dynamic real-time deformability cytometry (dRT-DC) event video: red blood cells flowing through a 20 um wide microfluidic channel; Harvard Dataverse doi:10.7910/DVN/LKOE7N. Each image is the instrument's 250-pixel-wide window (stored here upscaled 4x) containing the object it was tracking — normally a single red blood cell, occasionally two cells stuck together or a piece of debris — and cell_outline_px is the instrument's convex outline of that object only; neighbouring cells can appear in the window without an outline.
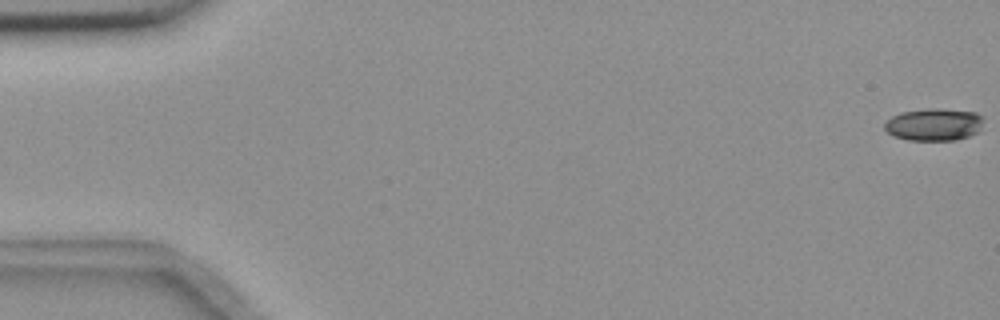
{"species": "common noctule bat (a hibernating species)", "species_latin": "Nyctalus noctula", "temperature_condition": "room temperature", "stored_images_in_passage": 6, "camera_frame_rate_fps": 3000, "um_per_image_px": 0.085, "animal": {"sex": "female", "body_mass_g": 18.4}, "frame": {"image": 1, "passage_image": 1, "time_ms": 0.0, "image_size_px": [1000, 320], "cell_outline_px": [[984, 120], [980, 132], [956, 140], [908, 140], [892, 136], [884, 128], [884, 124], [892, 116], [900, 112], [928, 108], [940, 108], [976, 112], [984, 116]], "centroid_in_image_um": [79.43, 10.57], "position_along_channel_um": 5.6, "area_um2": 19.02}}
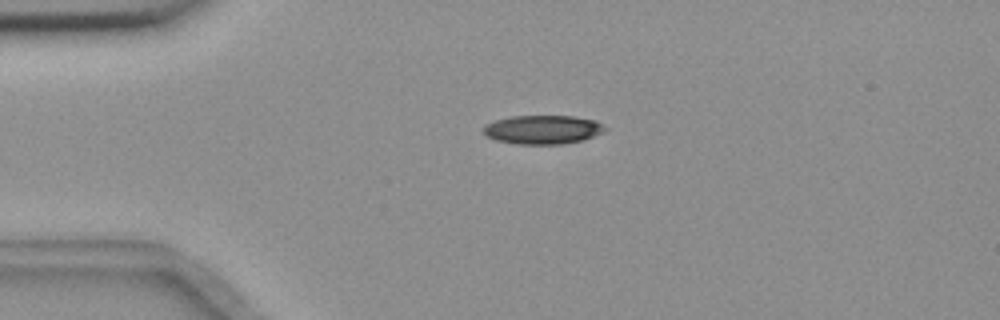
{"frame": {"image": 2, "passage_image": 4, "time_ms": 1.0, "image_size_px": [1000, 320], "cell_outline_px": [[608, 128], [604, 132], [584, 140], [564, 144], [520, 144], [496, 140], [488, 136], [484, 132], [484, 128], [488, 124], [496, 120], [512, 116], [576, 116], [596, 120]], "centroid_in_image_um": [46.22, 11.01], "position_along_channel_um": 38.8, "area_um2": 20.4}}